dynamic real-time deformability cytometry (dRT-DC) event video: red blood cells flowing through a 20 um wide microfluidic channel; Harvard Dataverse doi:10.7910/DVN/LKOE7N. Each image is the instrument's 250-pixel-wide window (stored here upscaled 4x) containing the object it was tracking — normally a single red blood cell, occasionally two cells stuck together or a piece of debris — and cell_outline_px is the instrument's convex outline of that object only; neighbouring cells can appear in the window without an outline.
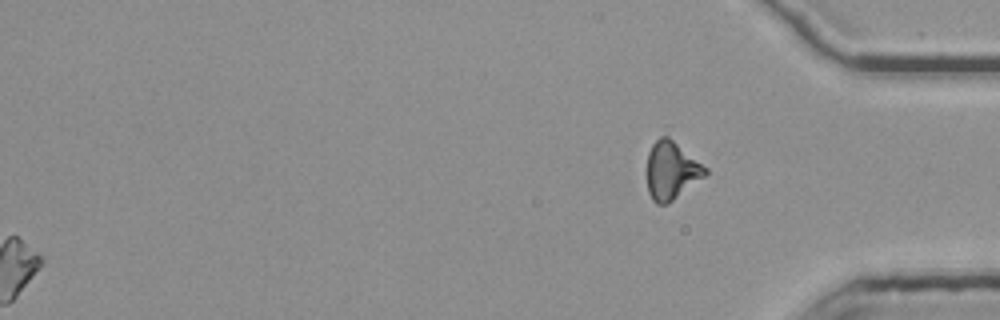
{"species": "common noctule bat (a hibernating species)", "species_latin": "Nyctalus noctula", "temperature_condition": "room temperature", "stored_images_in_passage": 40, "segment_of_instrument_passage": [2, 2], "camera_frame_rate_fps": 3000, "um_per_image_px": 0.085, "animal": {"sex": "female", "body_mass_g": 25.1}, "frame": {"image": 1, "passage_image": 40, "time_ms": 13.0, "image_size_px": [1000, 320], "cell_outline_px": [[708, 172], [704, 176], [668, 204], [656, 204], [652, 200], [648, 192], [644, 172], [648, 152], [652, 144], [660, 136], [668, 136], [708, 168]], "centroid_in_image_um": [57.01, 14.5], "position_along_channel_um": 378.2, "area_um2": 20.06}}